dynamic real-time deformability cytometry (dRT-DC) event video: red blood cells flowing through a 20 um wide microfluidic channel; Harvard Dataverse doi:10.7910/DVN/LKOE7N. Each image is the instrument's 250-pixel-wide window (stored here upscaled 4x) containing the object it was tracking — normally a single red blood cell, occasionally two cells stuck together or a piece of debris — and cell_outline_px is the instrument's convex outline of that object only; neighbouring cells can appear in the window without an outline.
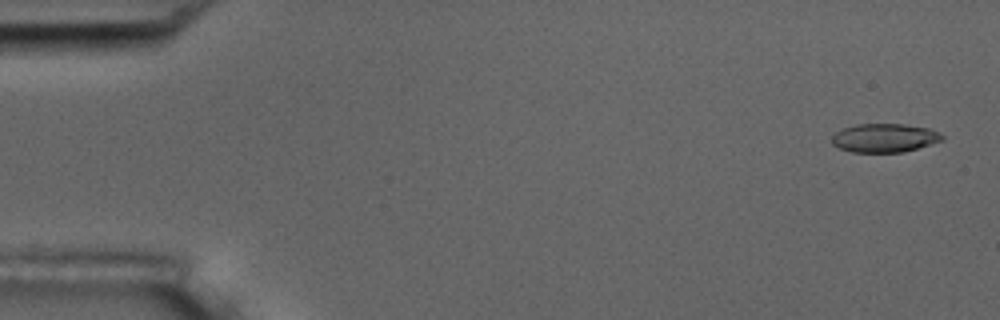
{"species": "common noctule bat (a hibernating species)", "species_latin": "Nyctalus noctula", "temperature_condition": "room temperature", "stored_images_in_passage": 16, "camera_frame_rate_fps": 3000, "um_per_image_px": 0.085, "animal": {"sex": "male", "body_mass_g": 17.5, "forearm_length_mm": 52.3}, "frame": {"image": 1, "passage_image": 2, "time_ms": 0.333, "image_size_px": [1000, 320], "cell_outline_px": [[944, 140], [904, 152], [852, 152], [840, 148], [832, 144], [832, 136], [836, 132], [844, 128], [856, 124], [904, 124], [928, 128], [940, 132], [944, 136]], "centroid_in_image_um": [75.2, 11.72], "position_along_channel_um": 9.8, "area_um2": 18.44}}
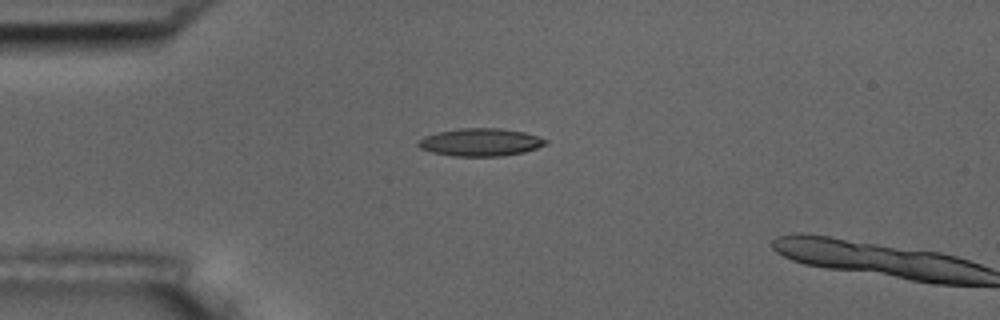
{"frame": {"image": 2, "passage_image": 14, "time_ms": 4.333, "image_size_px": [1000, 320], "cell_outline_px": [[548, 144], [524, 152], [504, 156], [452, 156], [432, 152], [420, 148], [416, 144], [424, 136], [436, 132], [460, 128], [500, 128], [524, 132], [548, 140]], "centroid_in_image_um": [40.83, 12.09], "position_along_channel_um": 44.2, "area_um2": 20.63}}